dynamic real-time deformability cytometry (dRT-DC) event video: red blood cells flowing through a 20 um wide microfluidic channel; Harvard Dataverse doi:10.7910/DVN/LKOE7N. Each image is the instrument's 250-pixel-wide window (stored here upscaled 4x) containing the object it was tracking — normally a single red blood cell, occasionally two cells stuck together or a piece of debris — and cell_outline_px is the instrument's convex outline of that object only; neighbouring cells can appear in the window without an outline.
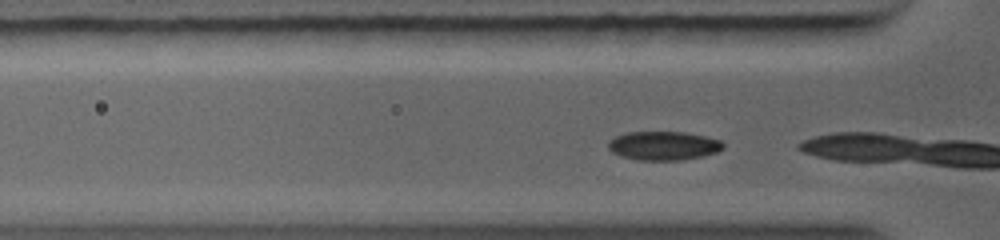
{"species": "common noctule bat (a hibernating species)", "species_latin": "Nyctalus noctula", "temperature_condition": "warm", "stored_images_in_passage": 10, "camera_frame_rate_fps": 5000, "um_per_image_px": 0.085, "animal": {"sex": "female", "body_mass_g": 19.0, "forearm_length_mm": 56.7}, "frame": {"image": 1, "passage_image": 2, "time_ms": 0.2, "image_size_px": [1000, 240], "cell_outline_px": [[720, 148], [712, 152], [696, 156], [676, 160], [644, 160], [624, 156], [616, 152], [612, 148], [612, 140], [620, 136], [632, 132], [676, 132], [700, 136], [716, 140], [720, 144]], "centroid_in_image_um": [56.37, 12.38], "position_along_channel_um": 69.4, "area_um2": 17.51}}